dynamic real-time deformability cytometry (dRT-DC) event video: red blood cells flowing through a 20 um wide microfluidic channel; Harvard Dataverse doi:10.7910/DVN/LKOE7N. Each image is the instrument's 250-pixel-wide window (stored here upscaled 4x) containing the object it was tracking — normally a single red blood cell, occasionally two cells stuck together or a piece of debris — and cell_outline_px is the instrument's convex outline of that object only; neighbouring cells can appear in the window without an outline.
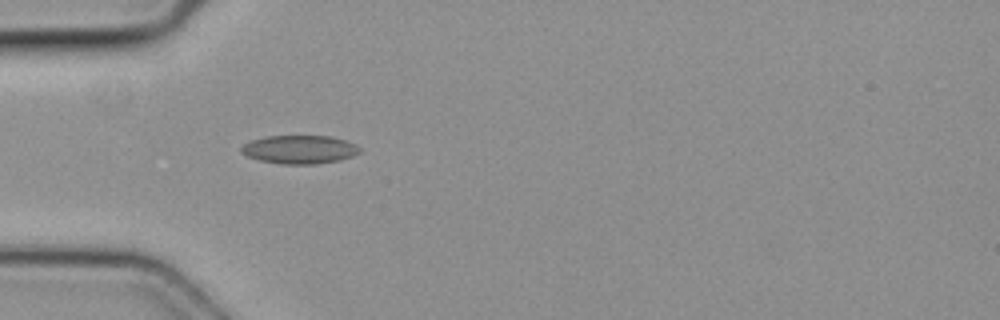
{"species": "common noctule bat (a hibernating species)", "species_latin": "Nyctalus noctula", "temperature_condition": "cold", "stored_images_in_passage": 2, "camera_frame_rate_fps": 3000, "um_per_image_px": 0.085, "animal": {"sex": "female", "body_mass_g": 19.3, "forearm_length_mm": 54.1}, "frame": {"image": 1, "passage_image": 1, "time_ms": 0.0, "image_size_px": [1000, 320], "cell_outline_px": [[360, 152], [352, 156], [340, 160], [312, 164], [280, 164], [260, 160], [248, 156], [240, 152], [240, 148], [244, 144], [252, 140], [264, 136], [332, 136], [356, 144], [360, 148]], "centroid_in_image_um": [25.46, 12.7], "position_along_channel_um": 59.5, "area_um2": 19.59}}
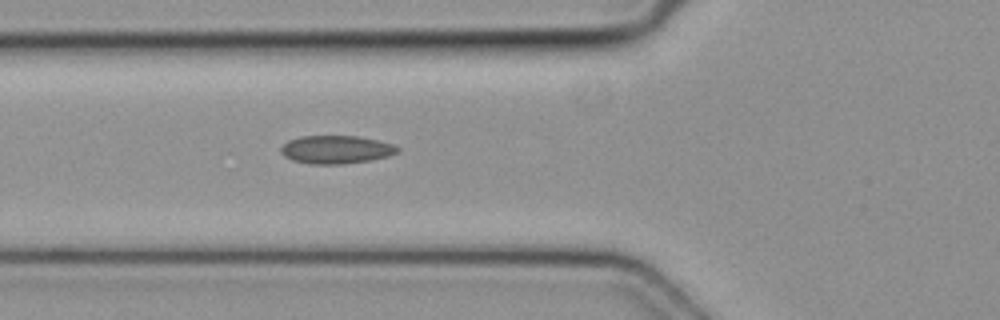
{"frame": {"image": 2, "passage_image": 2, "time_ms": 0.333, "image_size_px": [1000, 320], "cell_outline_px": [[400, 152], [388, 156], [372, 160], [340, 164], [312, 164], [292, 160], [284, 156], [280, 152], [280, 148], [288, 140], [300, 136], [356, 136], [376, 140], [392, 144], [400, 148]], "centroid_in_image_um": [28.56, 12.71], "position_along_channel_um": 97.2, "area_um2": 19.13}}